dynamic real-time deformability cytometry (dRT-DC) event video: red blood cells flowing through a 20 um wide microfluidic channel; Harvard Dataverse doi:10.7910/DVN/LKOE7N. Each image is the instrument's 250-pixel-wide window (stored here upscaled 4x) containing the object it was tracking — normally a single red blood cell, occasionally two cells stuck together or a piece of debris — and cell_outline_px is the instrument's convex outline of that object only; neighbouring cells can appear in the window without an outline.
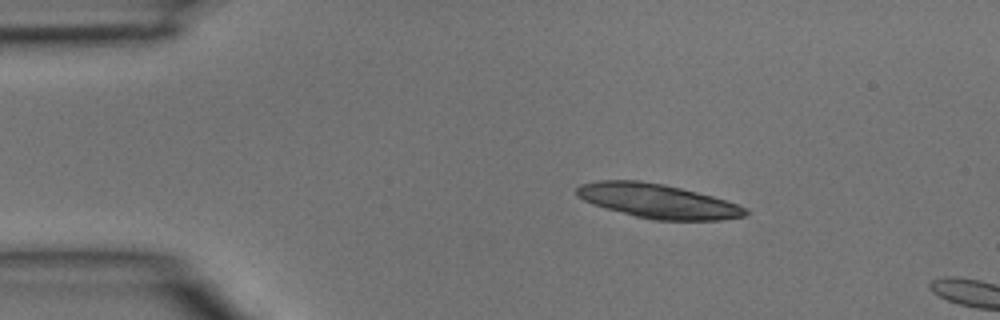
{"species": "common noctule bat (a hibernating species)", "species_latin": "Nyctalus noctula", "temperature_condition": "room temperature", "stored_images_in_passage": 2, "camera_frame_rate_fps": 3000, "um_per_image_px": 0.085, "animal": {"sex": "male", "body_mass_g": 15.6}, "frame": {"image": 1, "passage_image": 1, "time_ms": 0.0, "image_size_px": [1000, 320], "cell_outline_px": [[748, 212], [744, 216], [720, 220], [652, 220], [636, 216], [608, 208], [584, 200], [576, 196], [576, 188], [580, 184], [596, 180], [640, 180], [664, 184], [712, 196], [748, 208]], "centroid_in_image_um": [55.89, 17.08], "position_along_channel_um": 29.1, "area_um2": 33.35}}